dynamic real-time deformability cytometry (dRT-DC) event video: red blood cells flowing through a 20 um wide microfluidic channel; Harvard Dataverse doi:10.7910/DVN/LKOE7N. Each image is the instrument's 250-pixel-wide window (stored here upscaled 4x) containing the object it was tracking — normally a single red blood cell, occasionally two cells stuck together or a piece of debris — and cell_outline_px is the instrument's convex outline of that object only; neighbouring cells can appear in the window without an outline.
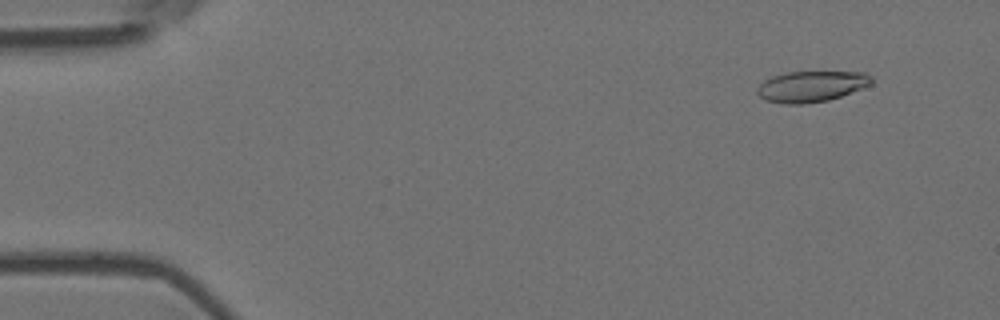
{"species": "Egyptian fruit bat (a non-hibernating species)", "species_latin": "Rousettus aegyptiacus", "temperature_condition": "room temperature", "stored_images_in_passage": 5, "camera_frame_rate_fps": 3000, "um_per_image_px": 0.085, "animal": {"sex": "female"}, "frame": {"image": 1, "passage_image": 2, "time_ms": 0.333, "image_size_px": [1000, 320], "cell_outline_px": [[872, 84], [840, 96], [828, 100], [804, 104], [784, 104], [764, 100], [756, 92], [756, 88], [764, 80], [772, 76], [788, 72], [864, 72], [872, 76]], "centroid_in_image_um": [68.93, 7.34], "position_along_channel_um": 16.1, "area_um2": 20.58}}
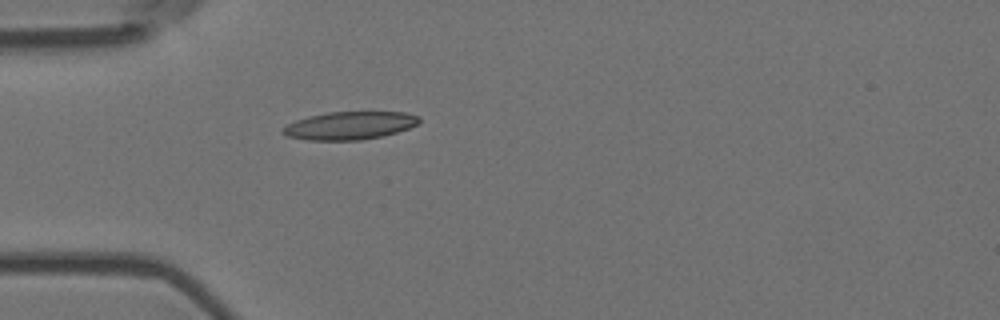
{"frame": {"image": 2, "passage_image": 5, "time_ms": 1.333, "image_size_px": [1000, 320], "cell_outline_px": [[420, 120], [416, 124], [408, 128], [396, 132], [380, 136], [360, 140], [308, 140], [288, 136], [280, 132], [280, 128], [296, 120], [308, 116], [328, 112], [404, 112], [420, 116]], "centroid_in_image_um": [29.68, 10.67], "position_along_channel_um": 55.3, "area_um2": 22.08}}